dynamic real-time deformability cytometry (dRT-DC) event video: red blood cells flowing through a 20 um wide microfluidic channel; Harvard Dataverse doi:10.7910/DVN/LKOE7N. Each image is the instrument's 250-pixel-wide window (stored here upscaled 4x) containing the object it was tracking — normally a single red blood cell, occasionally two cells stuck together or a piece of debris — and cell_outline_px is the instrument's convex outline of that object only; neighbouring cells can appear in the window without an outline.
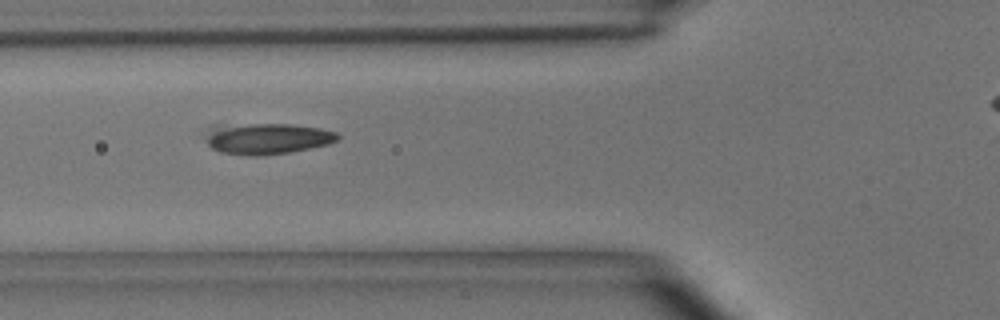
{"species": "common noctule bat (a hibernating species)", "species_latin": "Nyctalus noctula", "temperature_condition": "room temperature", "stored_images_in_passage": 5, "camera_frame_rate_fps": 3000, "um_per_image_px": 0.085, "animal": {"sex": "male", "body_mass_g": 15.6}, "frame": {"image": 1, "passage_image": 3, "time_ms": 2.333, "image_size_px": [1000, 320], "cell_outline_px": [[340, 140], [328, 144], [288, 152], [264, 156], [248, 156], [220, 152], [212, 148], [208, 144], [208, 128], [212, 124], [292, 124], [320, 128], [336, 132], [340, 136]], "centroid_in_image_um": [22.68, 11.77], "position_along_channel_um": 103.1, "area_um2": 24.16}}